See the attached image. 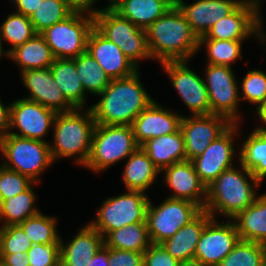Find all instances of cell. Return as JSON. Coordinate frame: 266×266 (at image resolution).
I'll return each mask as SVG.
<instances>
[{
  "label": "cell",
  "mask_w": 266,
  "mask_h": 266,
  "mask_svg": "<svg viewBox=\"0 0 266 266\" xmlns=\"http://www.w3.org/2000/svg\"><path fill=\"white\" fill-rule=\"evenodd\" d=\"M218 266H266V245L239 240Z\"/></svg>",
  "instance_id": "74e56055"
},
{
  "label": "cell",
  "mask_w": 266,
  "mask_h": 266,
  "mask_svg": "<svg viewBox=\"0 0 266 266\" xmlns=\"http://www.w3.org/2000/svg\"><path fill=\"white\" fill-rule=\"evenodd\" d=\"M157 100L145 108L133 121L132 129L136 143L141 146L148 139L177 132L182 116L165 109Z\"/></svg>",
  "instance_id": "ffe728a7"
},
{
  "label": "cell",
  "mask_w": 266,
  "mask_h": 266,
  "mask_svg": "<svg viewBox=\"0 0 266 266\" xmlns=\"http://www.w3.org/2000/svg\"><path fill=\"white\" fill-rule=\"evenodd\" d=\"M93 28V17L72 13L41 34L55 58L74 59L86 52L88 36Z\"/></svg>",
  "instance_id": "8fae6325"
},
{
  "label": "cell",
  "mask_w": 266,
  "mask_h": 266,
  "mask_svg": "<svg viewBox=\"0 0 266 266\" xmlns=\"http://www.w3.org/2000/svg\"><path fill=\"white\" fill-rule=\"evenodd\" d=\"M239 151L240 164L262 182L266 178V132L254 129Z\"/></svg>",
  "instance_id": "d6a6232c"
},
{
  "label": "cell",
  "mask_w": 266,
  "mask_h": 266,
  "mask_svg": "<svg viewBox=\"0 0 266 266\" xmlns=\"http://www.w3.org/2000/svg\"><path fill=\"white\" fill-rule=\"evenodd\" d=\"M204 82L209 94L211 113L240 123L239 84L232 67L207 64Z\"/></svg>",
  "instance_id": "7c38bea8"
},
{
  "label": "cell",
  "mask_w": 266,
  "mask_h": 266,
  "mask_svg": "<svg viewBox=\"0 0 266 266\" xmlns=\"http://www.w3.org/2000/svg\"><path fill=\"white\" fill-rule=\"evenodd\" d=\"M175 5V0H119L112 9L138 28L146 30Z\"/></svg>",
  "instance_id": "484cf974"
},
{
  "label": "cell",
  "mask_w": 266,
  "mask_h": 266,
  "mask_svg": "<svg viewBox=\"0 0 266 266\" xmlns=\"http://www.w3.org/2000/svg\"><path fill=\"white\" fill-rule=\"evenodd\" d=\"M94 27L139 69L143 59H152L146 30L121 17L112 8H102L94 17Z\"/></svg>",
  "instance_id": "52a82bcc"
},
{
  "label": "cell",
  "mask_w": 266,
  "mask_h": 266,
  "mask_svg": "<svg viewBox=\"0 0 266 266\" xmlns=\"http://www.w3.org/2000/svg\"><path fill=\"white\" fill-rule=\"evenodd\" d=\"M64 243L60 237V266H90L93 256L104 246V237L89 223Z\"/></svg>",
  "instance_id": "603a6c76"
},
{
  "label": "cell",
  "mask_w": 266,
  "mask_h": 266,
  "mask_svg": "<svg viewBox=\"0 0 266 266\" xmlns=\"http://www.w3.org/2000/svg\"><path fill=\"white\" fill-rule=\"evenodd\" d=\"M202 209L195 203L166 197L158 206L149 201L146 223L152 244H161L192 221Z\"/></svg>",
  "instance_id": "30bf717a"
},
{
  "label": "cell",
  "mask_w": 266,
  "mask_h": 266,
  "mask_svg": "<svg viewBox=\"0 0 266 266\" xmlns=\"http://www.w3.org/2000/svg\"><path fill=\"white\" fill-rule=\"evenodd\" d=\"M4 168H5V164H4V162L2 161V163L0 164V174H1V172L3 171Z\"/></svg>",
  "instance_id": "9f6ffc18"
},
{
  "label": "cell",
  "mask_w": 266,
  "mask_h": 266,
  "mask_svg": "<svg viewBox=\"0 0 266 266\" xmlns=\"http://www.w3.org/2000/svg\"><path fill=\"white\" fill-rule=\"evenodd\" d=\"M19 226L29 237L32 244H60L57 220L54 216L45 215L42 211L29 217Z\"/></svg>",
  "instance_id": "e575fe53"
},
{
  "label": "cell",
  "mask_w": 266,
  "mask_h": 266,
  "mask_svg": "<svg viewBox=\"0 0 266 266\" xmlns=\"http://www.w3.org/2000/svg\"><path fill=\"white\" fill-rule=\"evenodd\" d=\"M31 240L19 225L0 227V254L26 253Z\"/></svg>",
  "instance_id": "60d3db41"
},
{
  "label": "cell",
  "mask_w": 266,
  "mask_h": 266,
  "mask_svg": "<svg viewBox=\"0 0 266 266\" xmlns=\"http://www.w3.org/2000/svg\"><path fill=\"white\" fill-rule=\"evenodd\" d=\"M26 253L29 266H60V244H32Z\"/></svg>",
  "instance_id": "7bdbcfd3"
},
{
  "label": "cell",
  "mask_w": 266,
  "mask_h": 266,
  "mask_svg": "<svg viewBox=\"0 0 266 266\" xmlns=\"http://www.w3.org/2000/svg\"><path fill=\"white\" fill-rule=\"evenodd\" d=\"M8 59L18 64L22 72L30 69L50 68L55 57L43 35L36 33L26 43L12 50Z\"/></svg>",
  "instance_id": "f1b7e54d"
},
{
  "label": "cell",
  "mask_w": 266,
  "mask_h": 266,
  "mask_svg": "<svg viewBox=\"0 0 266 266\" xmlns=\"http://www.w3.org/2000/svg\"><path fill=\"white\" fill-rule=\"evenodd\" d=\"M213 217L202 210L192 221L175 235L161 243V246L179 262L194 261L195 249L206 224Z\"/></svg>",
  "instance_id": "cb8c5ba5"
},
{
  "label": "cell",
  "mask_w": 266,
  "mask_h": 266,
  "mask_svg": "<svg viewBox=\"0 0 266 266\" xmlns=\"http://www.w3.org/2000/svg\"><path fill=\"white\" fill-rule=\"evenodd\" d=\"M3 42L0 38V59L2 58V56H4L5 58L6 57H9V53L7 51L4 50V47H3Z\"/></svg>",
  "instance_id": "f5cc1de1"
},
{
  "label": "cell",
  "mask_w": 266,
  "mask_h": 266,
  "mask_svg": "<svg viewBox=\"0 0 266 266\" xmlns=\"http://www.w3.org/2000/svg\"><path fill=\"white\" fill-rule=\"evenodd\" d=\"M139 70L132 76L112 79L89 108L96 124L131 126L134 119L155 99L141 83Z\"/></svg>",
  "instance_id": "6da1fadb"
},
{
  "label": "cell",
  "mask_w": 266,
  "mask_h": 266,
  "mask_svg": "<svg viewBox=\"0 0 266 266\" xmlns=\"http://www.w3.org/2000/svg\"><path fill=\"white\" fill-rule=\"evenodd\" d=\"M127 159L122 174L126 189L146 192L154 184L160 171L141 146Z\"/></svg>",
  "instance_id": "83f0119b"
},
{
  "label": "cell",
  "mask_w": 266,
  "mask_h": 266,
  "mask_svg": "<svg viewBox=\"0 0 266 266\" xmlns=\"http://www.w3.org/2000/svg\"><path fill=\"white\" fill-rule=\"evenodd\" d=\"M23 85L30 91L26 98L37 102L57 113L69 112L75 108L66 100L62 91L55 83L50 68L30 69L20 72Z\"/></svg>",
  "instance_id": "ac0fdd59"
},
{
  "label": "cell",
  "mask_w": 266,
  "mask_h": 266,
  "mask_svg": "<svg viewBox=\"0 0 266 266\" xmlns=\"http://www.w3.org/2000/svg\"><path fill=\"white\" fill-rule=\"evenodd\" d=\"M138 147L132 126L96 124L91 152L84 167L101 173L128 158Z\"/></svg>",
  "instance_id": "8992f818"
},
{
  "label": "cell",
  "mask_w": 266,
  "mask_h": 266,
  "mask_svg": "<svg viewBox=\"0 0 266 266\" xmlns=\"http://www.w3.org/2000/svg\"><path fill=\"white\" fill-rule=\"evenodd\" d=\"M108 266H143V253L108 248Z\"/></svg>",
  "instance_id": "f6af8a7d"
},
{
  "label": "cell",
  "mask_w": 266,
  "mask_h": 266,
  "mask_svg": "<svg viewBox=\"0 0 266 266\" xmlns=\"http://www.w3.org/2000/svg\"><path fill=\"white\" fill-rule=\"evenodd\" d=\"M180 263L161 244H151L143 253V266H179Z\"/></svg>",
  "instance_id": "ee69618b"
},
{
  "label": "cell",
  "mask_w": 266,
  "mask_h": 266,
  "mask_svg": "<svg viewBox=\"0 0 266 266\" xmlns=\"http://www.w3.org/2000/svg\"><path fill=\"white\" fill-rule=\"evenodd\" d=\"M50 70L55 83L62 91L66 100L74 108L86 107V92L81 84L73 59L55 58Z\"/></svg>",
  "instance_id": "f546056e"
},
{
  "label": "cell",
  "mask_w": 266,
  "mask_h": 266,
  "mask_svg": "<svg viewBox=\"0 0 266 266\" xmlns=\"http://www.w3.org/2000/svg\"><path fill=\"white\" fill-rule=\"evenodd\" d=\"M86 51L98 62L111 80L130 77L139 70L118 46L95 27L89 33Z\"/></svg>",
  "instance_id": "d6986e66"
},
{
  "label": "cell",
  "mask_w": 266,
  "mask_h": 266,
  "mask_svg": "<svg viewBox=\"0 0 266 266\" xmlns=\"http://www.w3.org/2000/svg\"><path fill=\"white\" fill-rule=\"evenodd\" d=\"M261 1L243 0L229 15L220 19L199 39L246 40L254 37L266 46V33L262 31L264 19L260 11Z\"/></svg>",
  "instance_id": "9c48e42d"
},
{
  "label": "cell",
  "mask_w": 266,
  "mask_h": 266,
  "mask_svg": "<svg viewBox=\"0 0 266 266\" xmlns=\"http://www.w3.org/2000/svg\"><path fill=\"white\" fill-rule=\"evenodd\" d=\"M162 171L164 183L173 191L169 198L191 201L204 210L206 186L200 181L192 161L177 162Z\"/></svg>",
  "instance_id": "7402d4cb"
},
{
  "label": "cell",
  "mask_w": 266,
  "mask_h": 266,
  "mask_svg": "<svg viewBox=\"0 0 266 266\" xmlns=\"http://www.w3.org/2000/svg\"><path fill=\"white\" fill-rule=\"evenodd\" d=\"M255 109L257 110L258 118H260V121L264 124L263 126L261 125V127H257L255 129L266 132V100L256 106Z\"/></svg>",
  "instance_id": "816d5d0a"
},
{
  "label": "cell",
  "mask_w": 266,
  "mask_h": 266,
  "mask_svg": "<svg viewBox=\"0 0 266 266\" xmlns=\"http://www.w3.org/2000/svg\"><path fill=\"white\" fill-rule=\"evenodd\" d=\"M108 247L105 245L93 256L90 266H108Z\"/></svg>",
  "instance_id": "f907efd6"
},
{
  "label": "cell",
  "mask_w": 266,
  "mask_h": 266,
  "mask_svg": "<svg viewBox=\"0 0 266 266\" xmlns=\"http://www.w3.org/2000/svg\"><path fill=\"white\" fill-rule=\"evenodd\" d=\"M147 44L152 59L189 61L198 51V36L174 5L147 29Z\"/></svg>",
  "instance_id": "7a4b0ae2"
},
{
  "label": "cell",
  "mask_w": 266,
  "mask_h": 266,
  "mask_svg": "<svg viewBox=\"0 0 266 266\" xmlns=\"http://www.w3.org/2000/svg\"><path fill=\"white\" fill-rule=\"evenodd\" d=\"M0 266H29L27 253L0 254Z\"/></svg>",
  "instance_id": "7dc6e473"
},
{
  "label": "cell",
  "mask_w": 266,
  "mask_h": 266,
  "mask_svg": "<svg viewBox=\"0 0 266 266\" xmlns=\"http://www.w3.org/2000/svg\"><path fill=\"white\" fill-rule=\"evenodd\" d=\"M11 103L5 105L0 99V138L8 133L10 126Z\"/></svg>",
  "instance_id": "681fc988"
},
{
  "label": "cell",
  "mask_w": 266,
  "mask_h": 266,
  "mask_svg": "<svg viewBox=\"0 0 266 266\" xmlns=\"http://www.w3.org/2000/svg\"><path fill=\"white\" fill-rule=\"evenodd\" d=\"M238 123H233L197 158L192 160L200 181L207 187L224 170L233 167L235 153L234 138L240 136Z\"/></svg>",
  "instance_id": "e0dca14e"
},
{
  "label": "cell",
  "mask_w": 266,
  "mask_h": 266,
  "mask_svg": "<svg viewBox=\"0 0 266 266\" xmlns=\"http://www.w3.org/2000/svg\"><path fill=\"white\" fill-rule=\"evenodd\" d=\"M0 152L5 168L39 183L41 174L53 165L49 142L33 140L7 133L0 138Z\"/></svg>",
  "instance_id": "5b68a950"
},
{
  "label": "cell",
  "mask_w": 266,
  "mask_h": 266,
  "mask_svg": "<svg viewBox=\"0 0 266 266\" xmlns=\"http://www.w3.org/2000/svg\"><path fill=\"white\" fill-rule=\"evenodd\" d=\"M239 165L240 170L234 166L226 169L206 187L204 210L213 218L222 215L233 219L239 212L251 206L259 195L256 189L262 182Z\"/></svg>",
  "instance_id": "3957f363"
},
{
  "label": "cell",
  "mask_w": 266,
  "mask_h": 266,
  "mask_svg": "<svg viewBox=\"0 0 266 266\" xmlns=\"http://www.w3.org/2000/svg\"><path fill=\"white\" fill-rule=\"evenodd\" d=\"M232 220L240 240L266 245V193L257 196L251 206L239 212Z\"/></svg>",
  "instance_id": "4316f807"
},
{
  "label": "cell",
  "mask_w": 266,
  "mask_h": 266,
  "mask_svg": "<svg viewBox=\"0 0 266 266\" xmlns=\"http://www.w3.org/2000/svg\"><path fill=\"white\" fill-rule=\"evenodd\" d=\"M141 148L160 172L174 163L187 160L181 129L171 134L148 139Z\"/></svg>",
  "instance_id": "d4e9b609"
},
{
  "label": "cell",
  "mask_w": 266,
  "mask_h": 266,
  "mask_svg": "<svg viewBox=\"0 0 266 266\" xmlns=\"http://www.w3.org/2000/svg\"><path fill=\"white\" fill-rule=\"evenodd\" d=\"M239 87L240 101L258 106L266 100V73L258 69L248 71Z\"/></svg>",
  "instance_id": "ab89813d"
},
{
  "label": "cell",
  "mask_w": 266,
  "mask_h": 266,
  "mask_svg": "<svg viewBox=\"0 0 266 266\" xmlns=\"http://www.w3.org/2000/svg\"><path fill=\"white\" fill-rule=\"evenodd\" d=\"M36 34L29 17L13 12L9 13L4 22L0 25V38L6 41L11 47L6 51L10 53L16 47L26 43Z\"/></svg>",
  "instance_id": "8d00e7d4"
},
{
  "label": "cell",
  "mask_w": 266,
  "mask_h": 266,
  "mask_svg": "<svg viewBox=\"0 0 266 266\" xmlns=\"http://www.w3.org/2000/svg\"><path fill=\"white\" fill-rule=\"evenodd\" d=\"M179 266H204V265L201 264V263H198V262L192 261V262H184V263H180Z\"/></svg>",
  "instance_id": "db71d44e"
},
{
  "label": "cell",
  "mask_w": 266,
  "mask_h": 266,
  "mask_svg": "<svg viewBox=\"0 0 266 266\" xmlns=\"http://www.w3.org/2000/svg\"><path fill=\"white\" fill-rule=\"evenodd\" d=\"M244 40L199 39L198 50L206 48L207 63L232 67L233 62L242 59V43Z\"/></svg>",
  "instance_id": "d590c367"
},
{
  "label": "cell",
  "mask_w": 266,
  "mask_h": 266,
  "mask_svg": "<svg viewBox=\"0 0 266 266\" xmlns=\"http://www.w3.org/2000/svg\"><path fill=\"white\" fill-rule=\"evenodd\" d=\"M34 182L16 171L4 168L0 174V201L26 191Z\"/></svg>",
  "instance_id": "b9f144b4"
},
{
  "label": "cell",
  "mask_w": 266,
  "mask_h": 266,
  "mask_svg": "<svg viewBox=\"0 0 266 266\" xmlns=\"http://www.w3.org/2000/svg\"><path fill=\"white\" fill-rule=\"evenodd\" d=\"M232 124L222 115H183L180 129L184 136L187 160L192 161L200 156L213 140L221 136Z\"/></svg>",
  "instance_id": "2e32d148"
},
{
  "label": "cell",
  "mask_w": 266,
  "mask_h": 266,
  "mask_svg": "<svg viewBox=\"0 0 266 266\" xmlns=\"http://www.w3.org/2000/svg\"><path fill=\"white\" fill-rule=\"evenodd\" d=\"M109 1L108 5L106 8H112L119 0H107Z\"/></svg>",
  "instance_id": "11a10c76"
},
{
  "label": "cell",
  "mask_w": 266,
  "mask_h": 266,
  "mask_svg": "<svg viewBox=\"0 0 266 266\" xmlns=\"http://www.w3.org/2000/svg\"><path fill=\"white\" fill-rule=\"evenodd\" d=\"M95 126L89 107L57 113L52 128L53 143H49L54 162L77 156L74 157L75 164L85 166L91 152Z\"/></svg>",
  "instance_id": "277c9868"
},
{
  "label": "cell",
  "mask_w": 266,
  "mask_h": 266,
  "mask_svg": "<svg viewBox=\"0 0 266 266\" xmlns=\"http://www.w3.org/2000/svg\"><path fill=\"white\" fill-rule=\"evenodd\" d=\"M38 183H33L26 191L15 197L0 201L1 227L19 225L29 217L38 214L40 209L36 207L37 195L32 188Z\"/></svg>",
  "instance_id": "4dcf8cb0"
},
{
  "label": "cell",
  "mask_w": 266,
  "mask_h": 266,
  "mask_svg": "<svg viewBox=\"0 0 266 266\" xmlns=\"http://www.w3.org/2000/svg\"><path fill=\"white\" fill-rule=\"evenodd\" d=\"M243 0H196L187 4L175 0V5L190 24L192 31L200 38L220 19L229 15Z\"/></svg>",
  "instance_id": "44dd1931"
},
{
  "label": "cell",
  "mask_w": 266,
  "mask_h": 266,
  "mask_svg": "<svg viewBox=\"0 0 266 266\" xmlns=\"http://www.w3.org/2000/svg\"><path fill=\"white\" fill-rule=\"evenodd\" d=\"M16 13L30 17L42 0H11Z\"/></svg>",
  "instance_id": "c3c4849f"
},
{
  "label": "cell",
  "mask_w": 266,
  "mask_h": 266,
  "mask_svg": "<svg viewBox=\"0 0 266 266\" xmlns=\"http://www.w3.org/2000/svg\"><path fill=\"white\" fill-rule=\"evenodd\" d=\"M212 218L205 226L195 249L194 261L204 266H218L240 240L232 219L217 222Z\"/></svg>",
  "instance_id": "9a60e30c"
},
{
  "label": "cell",
  "mask_w": 266,
  "mask_h": 266,
  "mask_svg": "<svg viewBox=\"0 0 266 266\" xmlns=\"http://www.w3.org/2000/svg\"><path fill=\"white\" fill-rule=\"evenodd\" d=\"M188 63L189 61H165L160 64L171 79L177 94L190 110V116L211 115L209 94L204 79L188 67Z\"/></svg>",
  "instance_id": "4fadbf2b"
},
{
  "label": "cell",
  "mask_w": 266,
  "mask_h": 266,
  "mask_svg": "<svg viewBox=\"0 0 266 266\" xmlns=\"http://www.w3.org/2000/svg\"><path fill=\"white\" fill-rule=\"evenodd\" d=\"M149 201L147 193L138 190H127L118 196L108 197L97 210L95 220L89 224L105 237L112 230L146 222Z\"/></svg>",
  "instance_id": "ba28073f"
},
{
  "label": "cell",
  "mask_w": 266,
  "mask_h": 266,
  "mask_svg": "<svg viewBox=\"0 0 266 266\" xmlns=\"http://www.w3.org/2000/svg\"><path fill=\"white\" fill-rule=\"evenodd\" d=\"M56 115L57 112L37 102L19 98L11 103L8 133L48 142L44 140V137L50 128H53ZM12 129H17V132Z\"/></svg>",
  "instance_id": "5bb4252c"
},
{
  "label": "cell",
  "mask_w": 266,
  "mask_h": 266,
  "mask_svg": "<svg viewBox=\"0 0 266 266\" xmlns=\"http://www.w3.org/2000/svg\"><path fill=\"white\" fill-rule=\"evenodd\" d=\"M151 244L146 222L134 223L112 230L104 237V245L117 250L144 253Z\"/></svg>",
  "instance_id": "1f68e13d"
},
{
  "label": "cell",
  "mask_w": 266,
  "mask_h": 266,
  "mask_svg": "<svg viewBox=\"0 0 266 266\" xmlns=\"http://www.w3.org/2000/svg\"><path fill=\"white\" fill-rule=\"evenodd\" d=\"M71 14L72 12L67 8L64 0H42L29 19L35 32L41 34Z\"/></svg>",
  "instance_id": "f35d334b"
},
{
  "label": "cell",
  "mask_w": 266,
  "mask_h": 266,
  "mask_svg": "<svg viewBox=\"0 0 266 266\" xmlns=\"http://www.w3.org/2000/svg\"><path fill=\"white\" fill-rule=\"evenodd\" d=\"M73 60L85 92L97 96L111 82L109 76L87 51L80 54Z\"/></svg>",
  "instance_id": "836d02e7"
},
{
  "label": "cell",
  "mask_w": 266,
  "mask_h": 266,
  "mask_svg": "<svg viewBox=\"0 0 266 266\" xmlns=\"http://www.w3.org/2000/svg\"><path fill=\"white\" fill-rule=\"evenodd\" d=\"M64 2L72 13L88 15L93 18L102 9L92 7L97 0H64Z\"/></svg>",
  "instance_id": "bcb514c9"
}]
</instances>
